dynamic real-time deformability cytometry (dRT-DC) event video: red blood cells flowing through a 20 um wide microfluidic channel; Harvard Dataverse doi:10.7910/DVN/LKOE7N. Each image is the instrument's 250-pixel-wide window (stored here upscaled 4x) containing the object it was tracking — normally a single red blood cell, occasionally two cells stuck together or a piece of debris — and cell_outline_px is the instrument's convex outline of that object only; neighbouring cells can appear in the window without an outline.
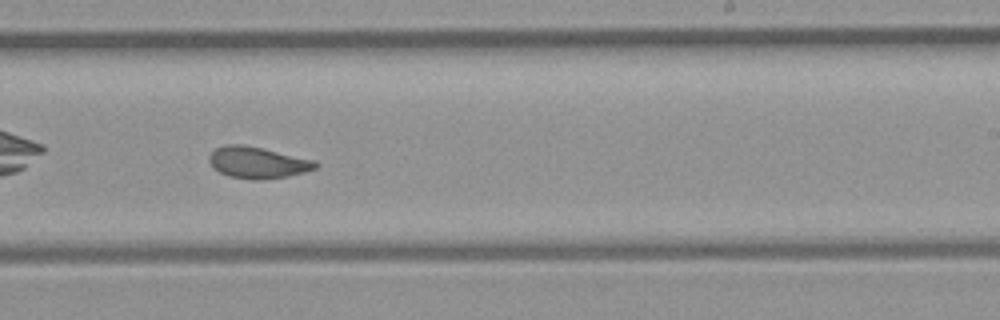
{"species": "common noctule bat (a hibernating species)", "species_latin": "Nyctalus noctula", "temperature_condition": "room temperature", "stored_images_in_passage": 38, "camera_frame_rate_fps": 3000, "um_per_image_px": 0.085, "animal": {"sex": "female", "body_mass_g": 21.9}, "frame": {"image": 1, "passage_image": 17, "time_ms": 5.333, "image_size_px": [1000, 320], "cell_outline_px": [[320, 164], [316, 168], [304, 172], [288, 176], [260, 180], [252, 180], [228, 176], [212, 168], [208, 160], [208, 156], [216, 148], [224, 144], [244, 144], [316, 160]], "centroid_in_image_um": [21.88, 13.81], "position_along_channel_um": 267.1, "area_um2": 19.77}, "authors_computed_cell_mechanics": {"area_um2": 19.652, "velocity_mm_per_s": 3.9768, "shape_relaxation_time_tau1_ms": 9.5994, "shape_relaxation_time_tau2_ms": 1.7974, "deformation_change_tau1": 0.1557, "deformation_change_tau2": 0.0643}}